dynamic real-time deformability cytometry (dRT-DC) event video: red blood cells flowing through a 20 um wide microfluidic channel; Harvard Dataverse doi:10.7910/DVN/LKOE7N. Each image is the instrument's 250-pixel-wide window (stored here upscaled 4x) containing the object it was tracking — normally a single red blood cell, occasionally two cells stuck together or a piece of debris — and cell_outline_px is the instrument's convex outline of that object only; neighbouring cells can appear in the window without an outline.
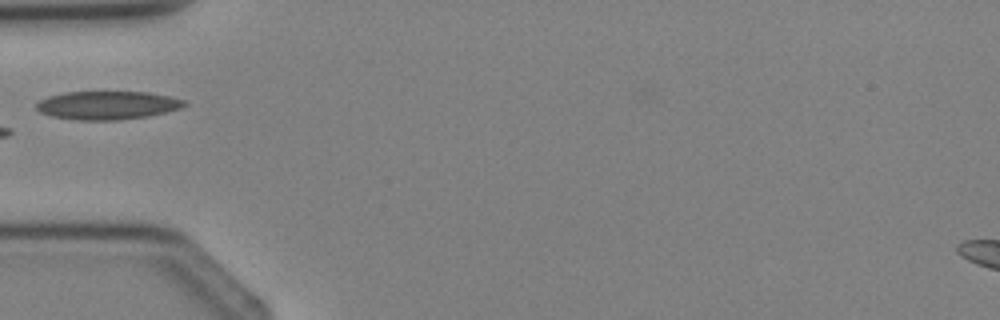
{"species": "Egyptian fruit bat (a non-hibernating species)", "species_latin": "Rousettus aegyptiacus", "temperature_condition": "cold", "stored_images_in_passage": 2, "camera_frame_rate_fps": 3000, "um_per_image_px": 0.085, "animal": {"sex": "female"}, "frame": {"image": 1, "passage_image": 2, "time_ms": 1.333, "image_size_px": [1000, 320], "cell_outline_px": [[188, 104], [180, 108], [148, 116], [120, 120], [76, 120], [52, 116], [40, 112], [36, 108], [36, 104], [40, 100], [48, 96], [64, 92], [148, 92], [168, 96], [184, 100]], "centroid_in_image_um": [9.11, 8.95], "position_along_channel_um": 75.9, "area_um2": 24.39}}